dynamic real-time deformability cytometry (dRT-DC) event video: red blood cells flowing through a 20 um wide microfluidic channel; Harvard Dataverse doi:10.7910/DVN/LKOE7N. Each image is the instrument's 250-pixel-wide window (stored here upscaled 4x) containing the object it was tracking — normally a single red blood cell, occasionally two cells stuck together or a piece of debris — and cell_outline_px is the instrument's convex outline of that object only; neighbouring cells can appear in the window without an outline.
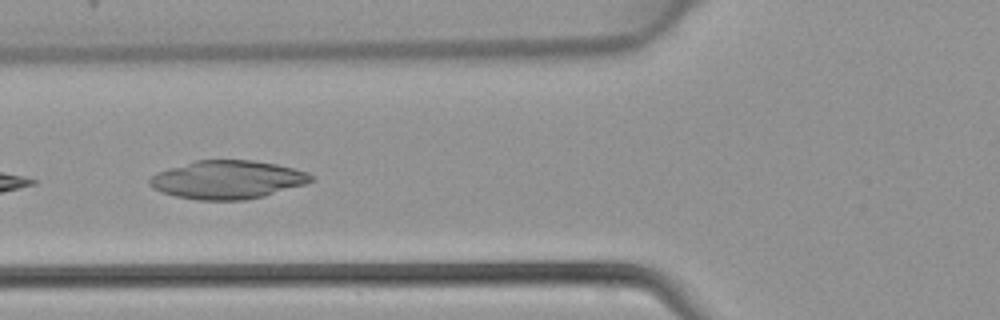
{"species": "common noctule bat (a hibernating species)", "species_latin": "Nyctalus noctula", "temperature_condition": "warm", "stored_images_in_passage": 6, "camera_frame_rate_fps": 3000, "um_per_image_px": 0.085, "animal": {"sex": "female", "body_mass_g": 22.7, "forearm_length_mm": 54.2}, "frame": {"image": 1, "passage_image": 5, "time_ms": 1.333, "image_size_px": [1000, 320], "cell_outline_px": [[316, 180], [304, 184], [264, 196], [244, 200], [196, 200], [176, 196], [152, 188], [148, 184], [148, 180], [156, 172], [168, 168], [196, 160], [252, 160], [276, 164], [308, 172], [316, 176]], "centroid_in_image_um": [19.34, 15.27], "position_along_channel_um": 106.5, "area_um2": 36.13}}
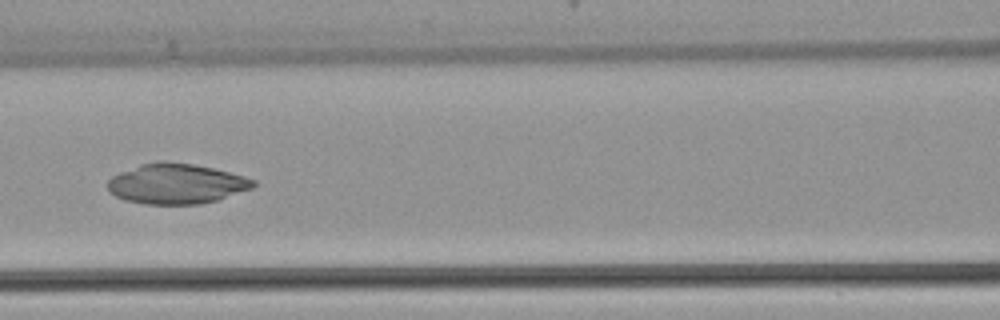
{"frame": {"image": 2, "passage_image": 6, "time_ms": 1.667, "image_size_px": [1000, 320], "cell_outline_px": [[256, 184], [252, 188], [216, 200], [200, 204], [144, 204], [124, 200], [116, 196], [108, 188], [108, 180], [112, 176], [120, 172], [140, 164], [156, 160], [192, 164], [212, 168], [244, 176], [256, 180]], "centroid_in_image_um": [14.97, 15.61], "position_along_channel_um": 151.6, "area_um2": 33.93}}